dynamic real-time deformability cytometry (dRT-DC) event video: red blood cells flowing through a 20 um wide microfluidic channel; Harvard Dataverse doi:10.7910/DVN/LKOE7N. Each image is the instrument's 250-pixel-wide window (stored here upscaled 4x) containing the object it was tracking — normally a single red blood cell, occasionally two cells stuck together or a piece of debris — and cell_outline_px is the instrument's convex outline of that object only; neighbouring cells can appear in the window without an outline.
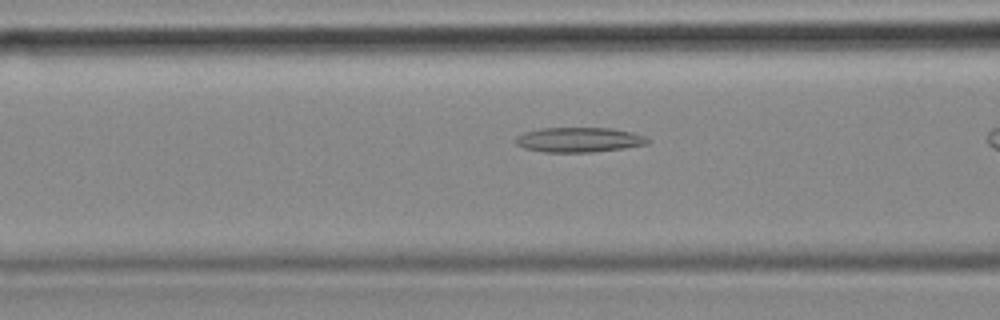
{"species": "common noctule bat (a hibernating species)", "species_latin": "Nyctalus noctula", "temperature_condition": "cold", "stored_images_in_passage": 38, "camera_frame_rate_fps": 3000, "um_per_image_px": 0.085, "animal": {"sex": "female", "body_mass_g": 18.4}, "frame": {"image": 1, "passage_image": 17, "time_ms": 5.333, "image_size_px": [1000, 320], "cell_outline_px": [[652, 140], [648, 144], [624, 148], [592, 152], [544, 152], [524, 148], [516, 144], [516, 136], [524, 132], [540, 128], [612, 128], [632, 132], [648, 136]], "centroid_in_image_um": [49.26, 11.88], "position_along_channel_um": 117.3, "area_um2": 19.31}}